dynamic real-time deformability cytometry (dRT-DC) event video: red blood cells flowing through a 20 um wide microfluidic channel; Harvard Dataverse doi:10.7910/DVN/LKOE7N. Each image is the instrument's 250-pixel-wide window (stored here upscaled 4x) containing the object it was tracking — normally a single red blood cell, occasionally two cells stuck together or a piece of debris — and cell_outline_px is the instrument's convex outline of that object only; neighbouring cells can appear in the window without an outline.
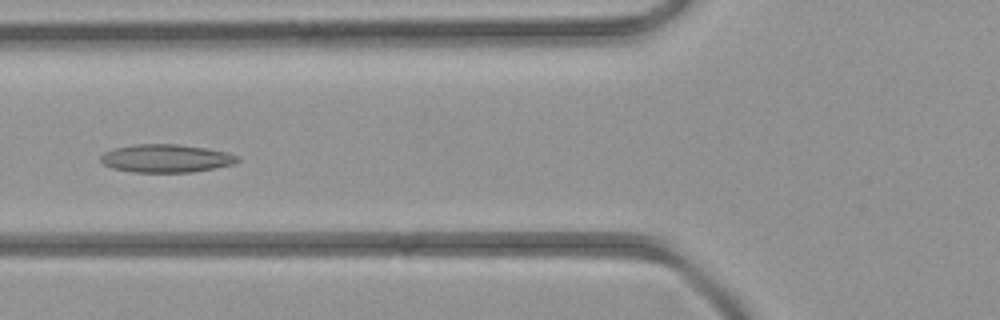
{"species": "common noctule bat (a hibernating species)", "species_latin": "Nyctalus noctula", "temperature_condition": "room temperature", "stored_images_in_passage": 6, "camera_frame_rate_fps": 3000, "um_per_image_px": 0.085, "animal": {"sex": "female", "body_mass_g": 21.9}, "frame": {"image": 1, "passage_image": 6, "time_ms": 5.667, "image_size_px": [1000, 320], "cell_outline_px": [[240, 160], [232, 164], [216, 168], [192, 172], [132, 172], [112, 168], [104, 164], [100, 160], [100, 156], [104, 152], [112, 148], [136, 144], [180, 144], [228, 152], [240, 156]], "centroid_in_image_um": [14.12, 13.46], "position_along_channel_um": 111.7, "area_um2": 22.54}}